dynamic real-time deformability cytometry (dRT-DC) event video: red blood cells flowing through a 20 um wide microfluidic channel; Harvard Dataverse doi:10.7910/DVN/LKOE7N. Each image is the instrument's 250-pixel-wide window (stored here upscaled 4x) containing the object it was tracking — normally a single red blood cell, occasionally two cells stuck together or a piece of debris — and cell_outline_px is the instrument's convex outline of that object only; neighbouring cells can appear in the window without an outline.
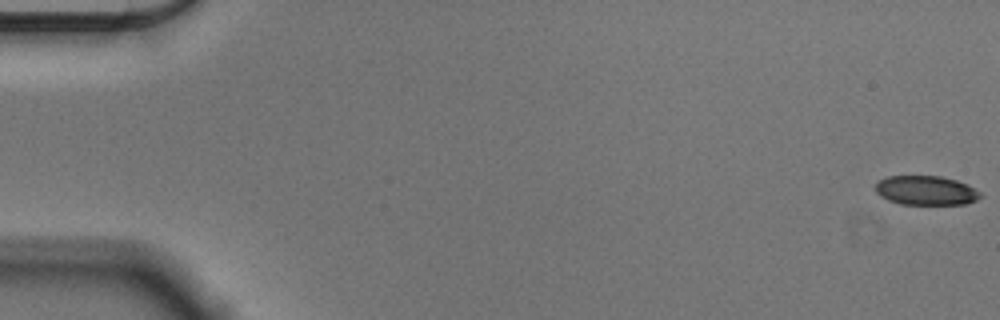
{"species": "Egyptian fruit bat (a non-hibernating species)", "species_latin": "Rousettus aegyptiacus", "temperature_condition": "cold", "stored_images_in_passage": 57, "camera_frame_rate_fps": 3000, "um_per_image_px": 0.085, "animal": {"sex": "male"}, "frame": {"image": 1, "passage_image": 1, "time_ms": 0.0, "image_size_px": [1000, 320], "cell_outline_px": [[980, 196], [976, 200], [964, 204], [900, 204], [888, 200], [880, 196], [876, 192], [876, 184], [880, 180], [888, 176], [940, 176], [956, 180], [968, 184], [980, 192]], "centroid_in_image_um": [78.7, 16.19], "position_along_channel_um": 6.3, "area_um2": 17.8}}
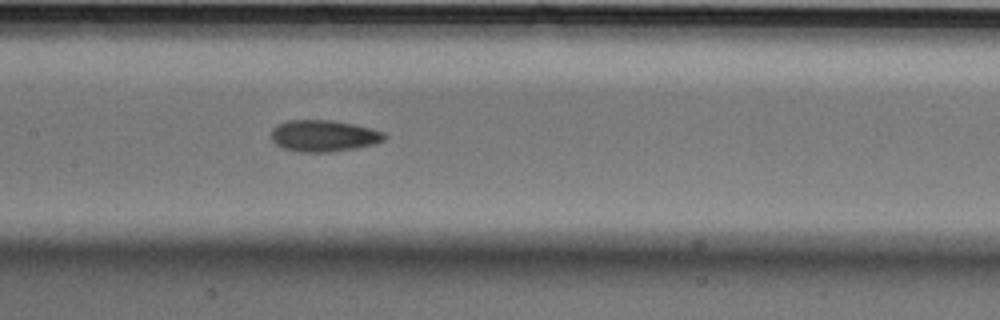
{"frame": {"image": 2, "passage_image": 28, "time_ms": 9.0, "image_size_px": [1000, 320], "cell_outline_px": [[388, 136], [384, 140], [376, 144], [356, 148], [332, 152], [300, 152], [284, 148], [276, 144], [272, 140], [272, 128], [276, 124], [288, 120], [332, 120], [372, 128], [384, 132]], "centroid_in_image_um": [27.54, 11.54], "position_along_channel_um": 179.9, "area_um2": 20.98}}
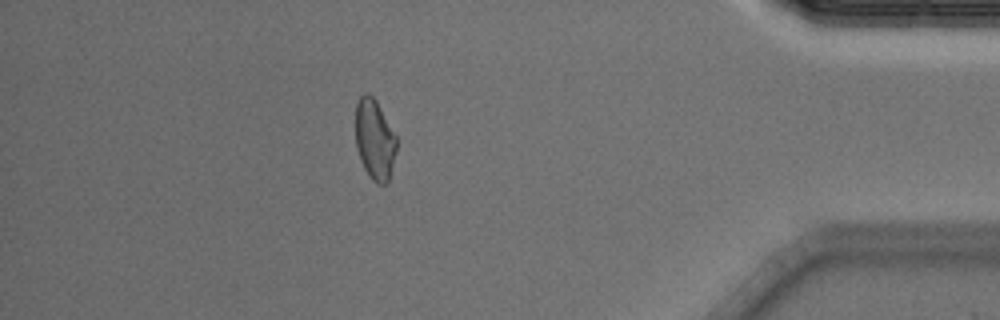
{"frame": {"image": 3, "passage_image": 50, "time_ms": 16.333, "image_size_px": [1000, 320], "cell_outline_px": [[396, 152], [388, 180], [384, 184], [376, 184], [372, 180], [364, 168], [356, 148], [356, 104], [360, 96], [364, 92], [368, 92], [376, 100], [396, 136]], "centroid_in_image_um": [31.83, 11.84], "position_along_channel_um": 403.4, "area_um2": 19.07}, "authors_computed_cell_mechanics": {"area_um2": 20.23, "velocity_mm_per_s": 3.5927, "shape_relaxation_time_tau1_ms": 4.0103, "shape_relaxation_time_tau2_ms": 2.5705, "deformation_change_tau1": 0.1144, "deformation_change_tau2": 0.0722}}